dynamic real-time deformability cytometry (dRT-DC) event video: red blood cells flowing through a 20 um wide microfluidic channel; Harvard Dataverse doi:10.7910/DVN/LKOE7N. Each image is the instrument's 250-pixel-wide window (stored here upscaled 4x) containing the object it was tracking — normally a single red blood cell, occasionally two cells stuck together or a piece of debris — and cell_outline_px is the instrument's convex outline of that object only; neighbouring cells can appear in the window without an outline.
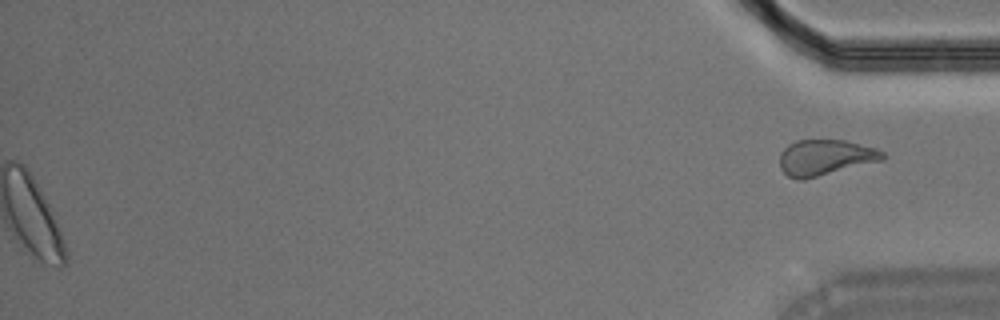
{"species": "Egyptian fruit bat (a non-hibernating species)", "species_latin": "Rousettus aegyptiacus", "temperature_condition": "room temperature", "stored_images_in_passage": 48, "segment_of_instrument_passage": [2, 2], "camera_frame_rate_fps": 3000, "um_per_image_px": 0.085, "animal": {"sex": "male"}, "frame": {"image": 1, "passage_image": 48, "time_ms": 15.667, "image_size_px": [1000, 320], "cell_outline_px": [[888, 156], [884, 160], [804, 180], [796, 180], [788, 176], [780, 168], [780, 152], [788, 144], [796, 140], [844, 140], [876, 148], [884, 152]], "centroid_in_image_um": [70.16, 13.39], "position_along_channel_um": 365.0, "area_um2": 21.73}}